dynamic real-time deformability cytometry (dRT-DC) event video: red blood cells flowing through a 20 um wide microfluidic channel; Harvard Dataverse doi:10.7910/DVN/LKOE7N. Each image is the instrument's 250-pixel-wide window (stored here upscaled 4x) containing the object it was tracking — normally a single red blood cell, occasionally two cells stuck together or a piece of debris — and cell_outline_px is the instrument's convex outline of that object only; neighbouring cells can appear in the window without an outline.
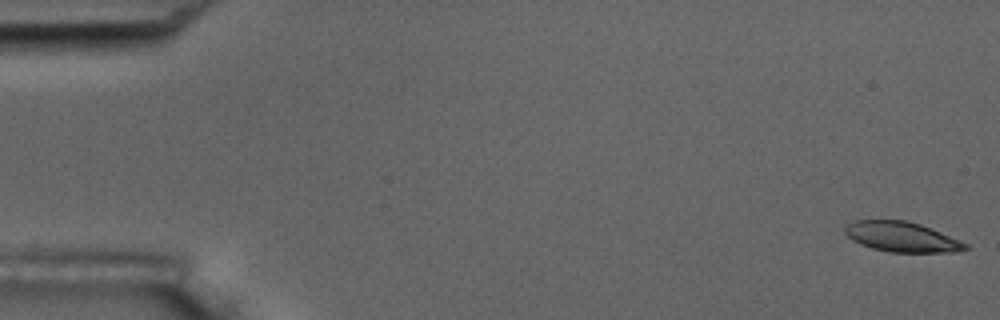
{"species": "common noctule bat (a hibernating species)", "species_latin": "Nyctalus noctula", "temperature_condition": "room temperature", "stored_images_in_passage": 10, "camera_frame_rate_fps": 3000, "um_per_image_px": 0.085, "animal": {"sex": "male", "body_mass_g": 17.5, "forearm_length_mm": 52.3}, "frame": {"image": 1, "passage_image": 1, "time_ms": 0.0, "image_size_px": [1000, 320], "cell_outline_px": [[968, 248], [952, 252], [888, 252], [872, 248], [860, 244], [852, 240], [844, 232], [844, 228], [852, 220], [908, 220], [920, 224], [960, 240], [968, 244]], "centroid_in_image_um": [76.62, 20.13], "position_along_channel_um": 8.4, "area_um2": 21.04}}
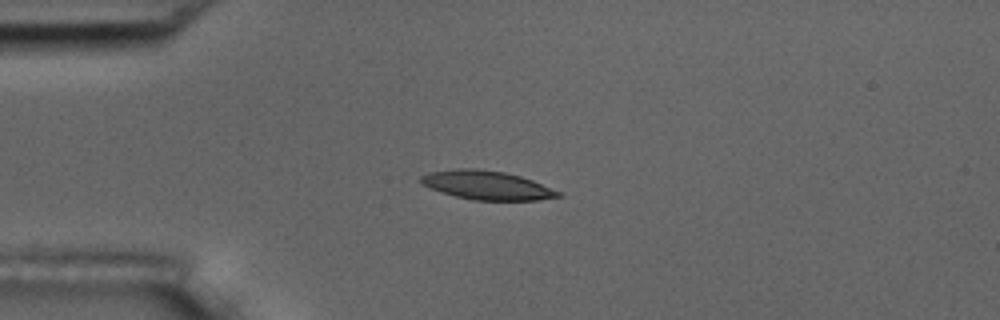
{"frame": {"image": 2, "passage_image": 4, "time_ms": 4.333, "image_size_px": [1000, 320], "cell_outline_px": [[564, 196], [536, 200], [472, 200], [456, 196], [432, 188], [424, 184], [420, 180], [420, 176], [428, 172], [456, 168], [476, 168], [504, 172], [520, 176], [532, 180], [560, 192]], "centroid_in_image_um": [41.39, 15.73], "position_along_channel_um": 43.6, "area_um2": 22.83}}
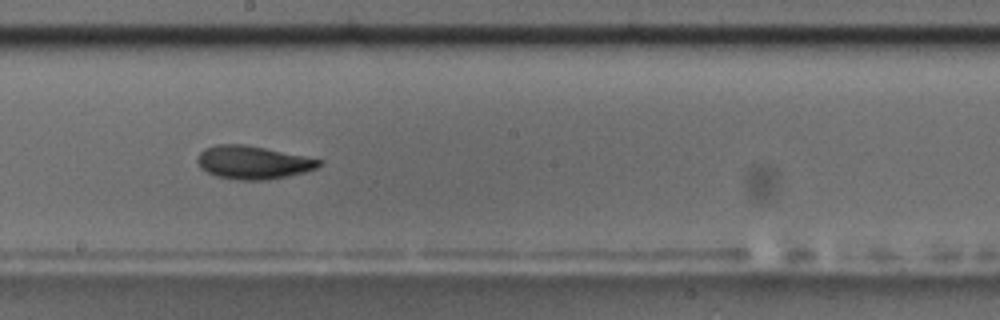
{"frame": {"image": 3, "passage_image": 9, "time_ms": 10.0, "image_size_px": [1000, 320], "cell_outline_px": [[324, 160], [316, 168], [304, 172], [288, 176], [264, 180], [240, 180], [216, 176], [200, 168], [196, 160], [200, 152], [204, 148], [216, 144], [244, 144]], "centroid_in_image_um": [21.47, 13.8], "position_along_channel_um": 226.7, "area_um2": 23.41}}